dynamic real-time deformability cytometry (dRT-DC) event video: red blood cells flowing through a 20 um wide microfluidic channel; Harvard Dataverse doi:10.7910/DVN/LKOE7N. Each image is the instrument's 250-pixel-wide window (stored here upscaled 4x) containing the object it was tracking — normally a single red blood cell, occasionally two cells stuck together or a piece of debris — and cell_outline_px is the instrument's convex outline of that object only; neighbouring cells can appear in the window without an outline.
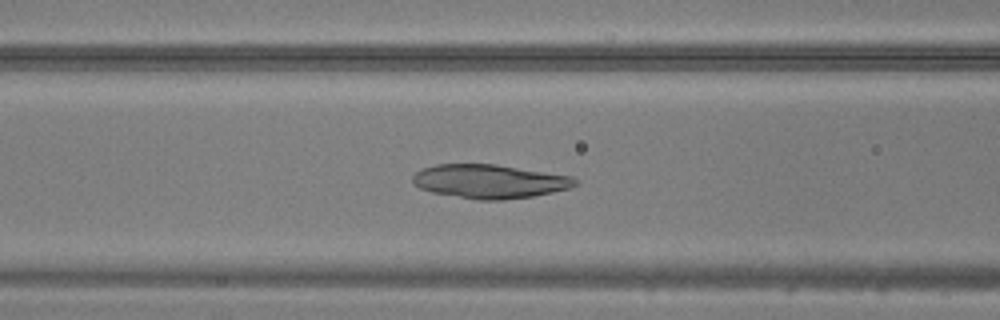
{"species": "common noctule bat (a hibernating species)", "species_latin": "Nyctalus noctula", "temperature_condition": "warm", "stored_images_in_passage": 47, "camera_frame_rate_fps": 3000, "um_per_image_px": 0.085, "animal": {"sex": "male", "body_mass_g": 20.5, "forearm_length_mm": 52.5}, "frame": {"image": 1, "passage_image": 19, "time_ms": 6.0, "image_size_px": [1000, 320], "cell_outline_px": [[576, 184], [568, 188], [552, 192], [532, 196], [504, 200], [480, 200], [432, 192], [420, 188], [412, 180], [412, 176], [420, 168], [436, 164], [496, 164], [572, 176], [576, 180]], "centroid_in_image_um": [41.58, 15.41], "position_along_channel_um": 125.0, "area_um2": 31.85}}
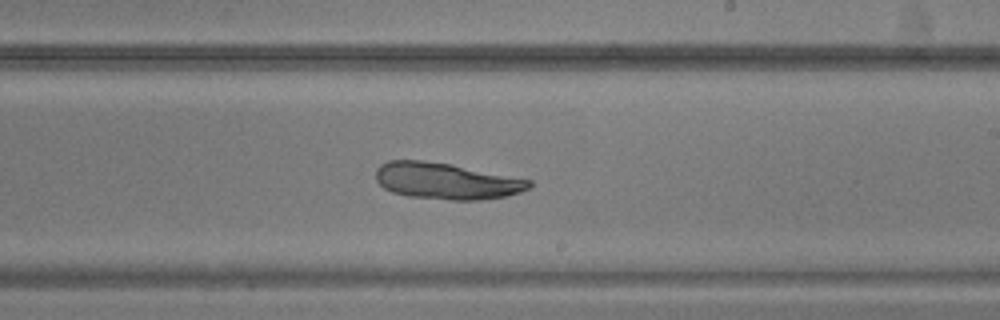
{"frame": {"image": 2, "passage_image": 28, "time_ms": 9.0, "image_size_px": [1000, 320], "cell_outline_px": [[532, 188], [520, 192], [504, 196], [480, 200], [452, 200], [408, 196], [392, 192], [384, 188], [376, 180], [376, 168], [380, 164], [388, 160], [424, 160], [452, 164], [532, 180]], "centroid_in_image_um": [37.93, 15.38], "position_along_channel_um": 251.1, "area_um2": 32.71}}
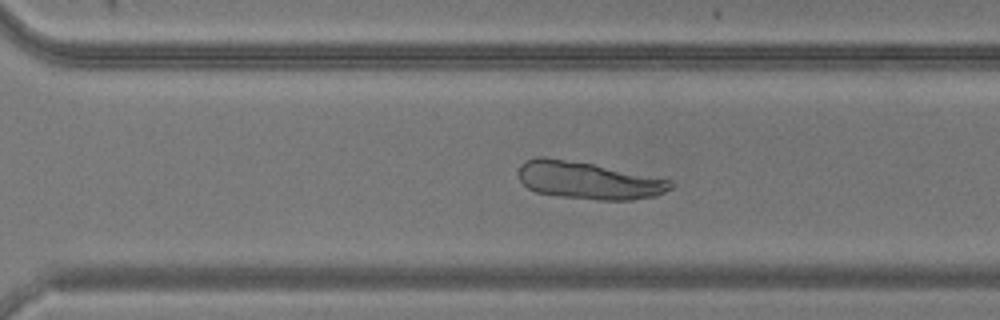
{"frame": {"image": 3, "passage_image": 33, "time_ms": 10.667, "image_size_px": [1000, 320], "cell_outline_px": [[676, 184], [672, 188], [656, 196], [632, 200], [596, 200], [560, 196], [536, 192], [528, 188], [520, 180], [520, 164], [524, 160], [536, 156], [544, 156], [592, 164], [672, 180]], "centroid_in_image_um": [50.02, 15.34], "position_along_channel_um": 320.6, "area_um2": 33.12}}